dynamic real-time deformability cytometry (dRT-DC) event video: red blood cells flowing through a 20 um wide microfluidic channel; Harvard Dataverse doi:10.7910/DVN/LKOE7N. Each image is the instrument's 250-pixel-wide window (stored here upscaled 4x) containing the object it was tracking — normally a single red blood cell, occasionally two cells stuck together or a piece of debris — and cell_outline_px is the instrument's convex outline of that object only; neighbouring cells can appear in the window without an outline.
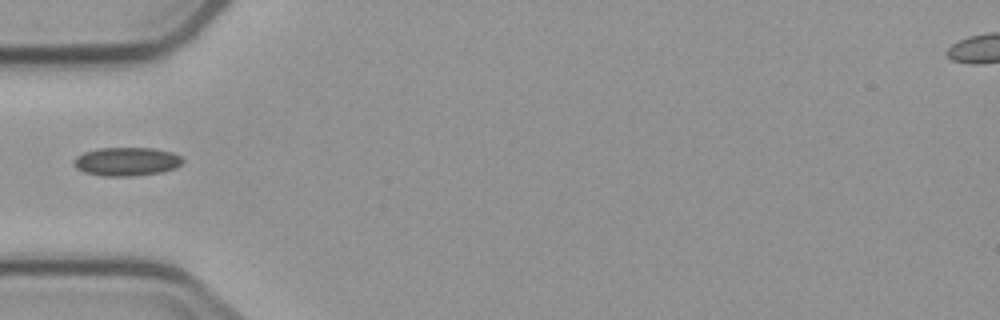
{"species": "common noctule bat (a hibernating species)", "species_latin": "Nyctalus noctula", "temperature_condition": "cold", "stored_images_in_passage": 1, "camera_frame_rate_fps": 3000, "um_per_image_px": 0.085, "animal": {"sex": "male", "body_mass_g": 23.1, "forearm_length_mm": 52.7}, "frame": {"image": 1, "passage_image": 1, "time_ms": 0.0, "image_size_px": [1000, 320], "cell_outline_px": [[184, 160], [176, 168], [160, 172], [132, 176], [104, 176], [84, 172], [76, 168], [72, 164], [72, 160], [76, 156], [84, 152], [96, 148], [152, 148], [172, 152], [180, 156]], "centroid_in_image_um": [10.72, 13.73], "position_along_channel_um": 74.3, "area_um2": 18.21}}